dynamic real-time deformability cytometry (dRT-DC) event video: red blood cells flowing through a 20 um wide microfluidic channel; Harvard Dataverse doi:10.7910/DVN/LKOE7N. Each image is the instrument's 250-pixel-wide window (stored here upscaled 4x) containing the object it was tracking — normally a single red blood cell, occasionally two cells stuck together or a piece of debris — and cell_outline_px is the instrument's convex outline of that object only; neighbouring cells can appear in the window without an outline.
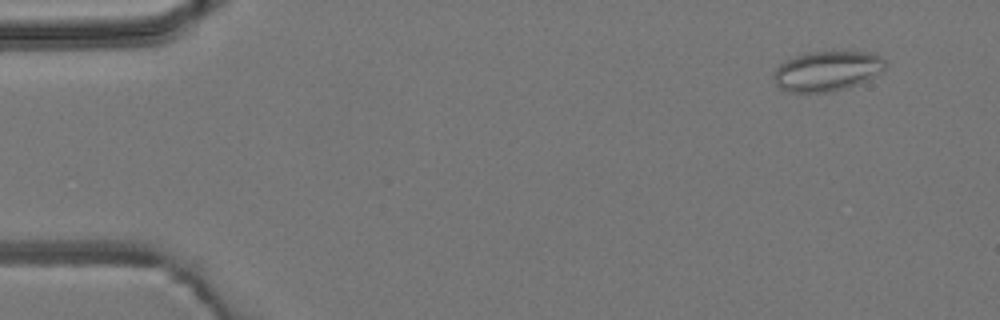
{"species": "common noctule bat (a hibernating species)", "species_latin": "Nyctalus noctula", "temperature_condition": "room temperature", "stored_images_in_passage": 4, "camera_frame_rate_fps": 3000, "um_per_image_px": 0.085, "animal": {"sex": "male", "body_mass_g": 19.2, "forearm_length_mm": 51.8}, "frame": {"image": 1, "passage_image": 1, "time_ms": 0.0, "image_size_px": [1000, 320], "cell_outline_px": [[888, 64], [884, 68], [864, 80], [856, 84], [832, 92], [788, 92], [780, 88], [776, 84], [772, 76], [776, 68], [780, 64], [796, 56], [812, 52], [832, 48], [872, 52], [880, 56]], "centroid_in_image_um": [70.3, 5.98], "position_along_channel_um": 14.7, "area_um2": 26.41}}